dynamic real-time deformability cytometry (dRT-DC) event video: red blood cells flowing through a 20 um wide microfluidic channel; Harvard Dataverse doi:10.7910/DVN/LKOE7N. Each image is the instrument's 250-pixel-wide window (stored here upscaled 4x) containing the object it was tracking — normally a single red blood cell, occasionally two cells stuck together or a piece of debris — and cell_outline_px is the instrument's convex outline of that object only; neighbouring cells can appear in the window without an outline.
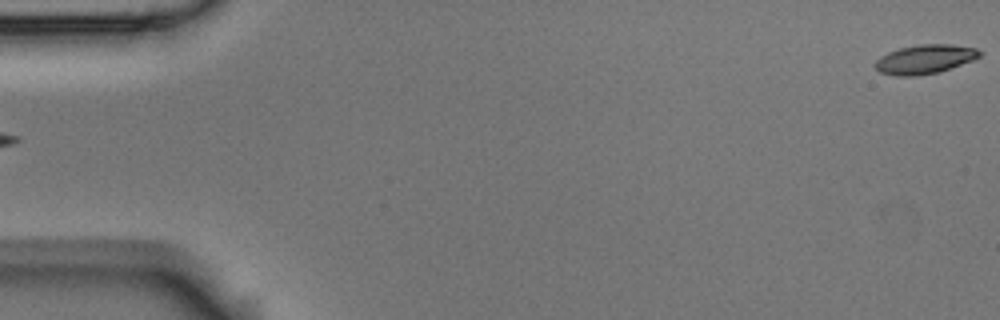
{"species": "Egyptian fruit bat (a non-hibernating species)", "species_latin": "Rousettus aegyptiacus", "temperature_condition": "room temperature", "stored_images_in_passage": 2, "segment_of_instrument_passage": [2, 2], "camera_frame_rate_fps": 3000, "um_per_image_px": 0.085, "animal": {"sex": "male"}, "frame": {"image": 1, "passage_image": 2, "time_ms": 0.333, "image_size_px": [1000, 320], "cell_outline_px": [[980, 56], [972, 60], [940, 72], [916, 76], [896, 76], [880, 72], [872, 64], [880, 56], [888, 52], [900, 48], [920, 44], [952, 44], [976, 48], [980, 52]], "centroid_in_image_um": [78.57, 5.04], "position_along_channel_um": 6.4, "area_um2": 17.74}}